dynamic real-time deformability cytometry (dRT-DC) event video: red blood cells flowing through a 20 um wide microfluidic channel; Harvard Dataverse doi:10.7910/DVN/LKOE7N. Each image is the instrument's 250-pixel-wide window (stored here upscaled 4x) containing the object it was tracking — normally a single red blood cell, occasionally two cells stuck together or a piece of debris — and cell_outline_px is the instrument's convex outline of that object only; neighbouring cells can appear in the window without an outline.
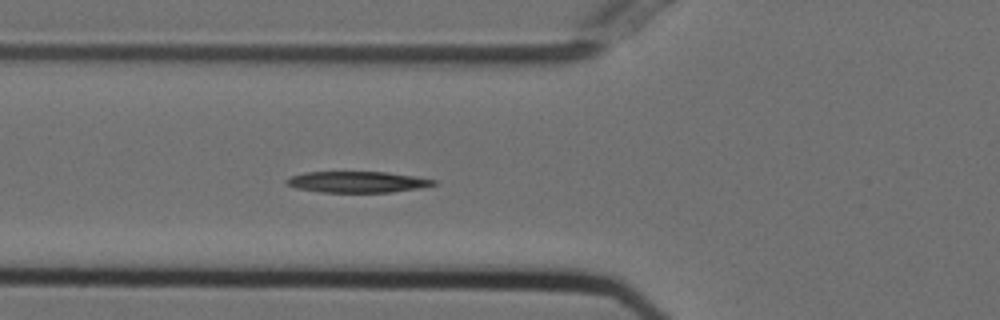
{"species": "Egyptian fruit bat (a non-hibernating species)", "species_latin": "Rousettus aegyptiacus", "temperature_condition": "cold", "stored_images_in_passage": 55, "camera_frame_rate_fps": 3000, "um_per_image_px": 0.085, "animal": {"sex": "female"}, "frame": {"image": 1, "passage_image": 20, "time_ms": 6.333, "image_size_px": [1000, 320], "cell_outline_px": [[436, 184], [420, 188], [392, 192], [320, 192], [296, 188], [284, 184], [284, 180], [292, 176], [304, 172], [388, 172], [416, 176], [436, 180]], "centroid_in_image_um": [30.35, 15.46], "position_along_channel_um": 95.4, "area_um2": 18.21}}
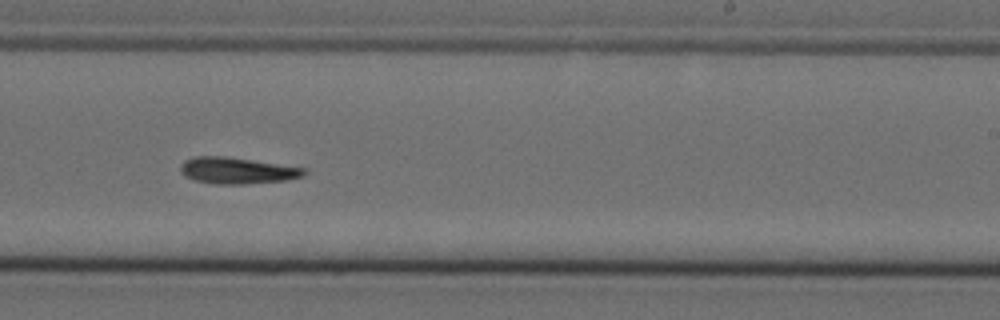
{"frame": {"image": 2, "passage_image": 34, "time_ms": 11.0, "image_size_px": [1000, 320], "cell_outline_px": [[308, 172], [304, 176], [288, 180], [244, 184], [216, 184], [196, 180], [184, 176], [180, 172], [180, 164], [184, 160], [196, 156], [224, 156], [304, 168]], "centroid_in_image_um": [20.13, 14.5], "position_along_channel_um": 268.9, "area_um2": 18.96}}
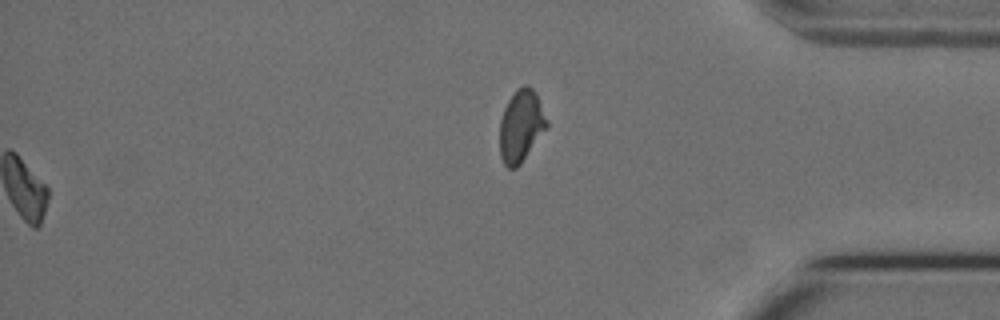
{"frame": {"image": 3, "passage_image": 55, "time_ms": 18.0, "image_size_px": [1000, 320], "cell_outline_px": [[548, 128], [520, 164], [516, 168], [508, 168], [504, 164], [500, 156], [500, 120], [504, 108], [508, 100], [516, 88], [524, 84], [532, 88], [536, 92], [548, 120]], "centroid_in_image_um": [44.3, 10.69], "position_along_channel_um": 390.9, "area_um2": 20.0}, "authors_computed_cell_mechanics": {"area_um2": 18.3804, "velocity_mm_per_s": 3.7123, "shape_relaxation_time_tau1_ms": 6.3936, "shape_relaxation_time_tau2_ms": null, "deformation_change_tau1": 0.1815, "deformation_change_tau2": null}}